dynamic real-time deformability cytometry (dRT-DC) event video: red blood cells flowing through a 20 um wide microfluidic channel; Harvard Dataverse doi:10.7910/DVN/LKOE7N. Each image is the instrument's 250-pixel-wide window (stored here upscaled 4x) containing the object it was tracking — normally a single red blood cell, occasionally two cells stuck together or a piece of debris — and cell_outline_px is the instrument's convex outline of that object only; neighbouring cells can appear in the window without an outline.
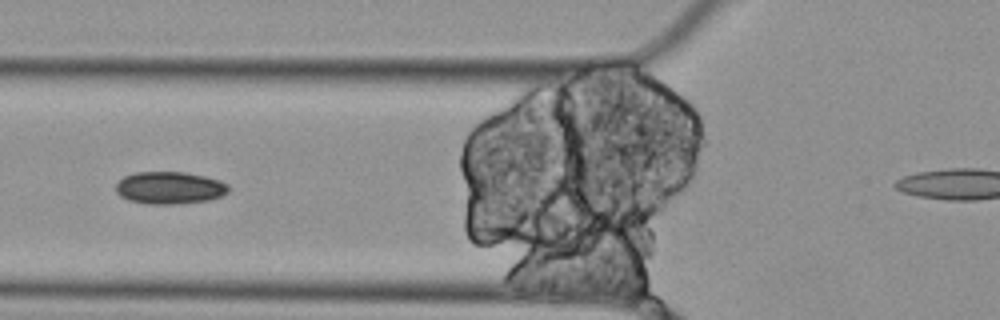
{"species": "Egyptian fruit bat (a non-hibernating species)", "species_latin": "Rousettus aegyptiacus", "temperature_condition": "cold", "stored_images_in_passage": 12, "camera_frame_rate_fps": 3000, "um_per_image_px": 0.085, "animal": {"sex": "female"}, "frame": {"image": 1, "passage_image": 6, "time_ms": 1.667, "image_size_px": [1000, 320], "cell_outline_px": [[228, 192], [220, 196], [208, 200], [172, 204], [148, 204], [128, 200], [120, 196], [116, 192], [116, 184], [124, 176], [136, 172], [188, 172], [220, 180], [228, 184]], "centroid_in_image_um": [14.4, 15.96], "position_along_channel_um": 111.4, "area_um2": 21.21}}
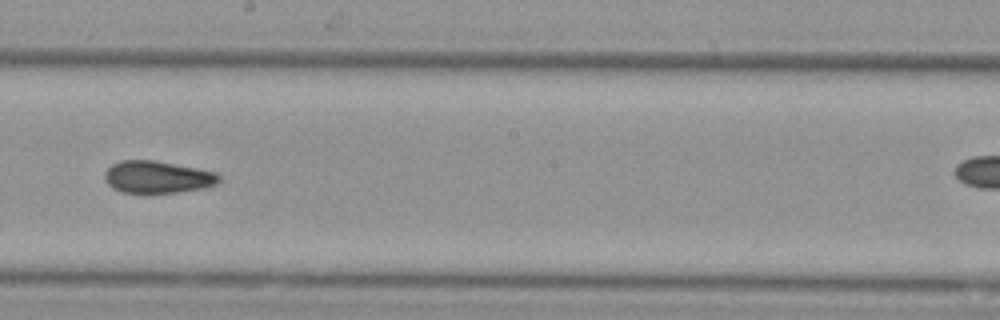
{"frame": {"image": 2, "passage_image": 9, "time_ms": 2.667, "image_size_px": [1000, 320], "cell_outline_px": [[220, 180], [216, 184], [204, 188], [176, 192], [120, 192], [112, 188], [104, 180], [104, 172], [112, 164], [120, 160], [156, 160], [216, 172], [220, 176]], "centroid_in_image_um": [13.36, 15.04], "position_along_channel_um": 234.8, "area_um2": 21.44}}
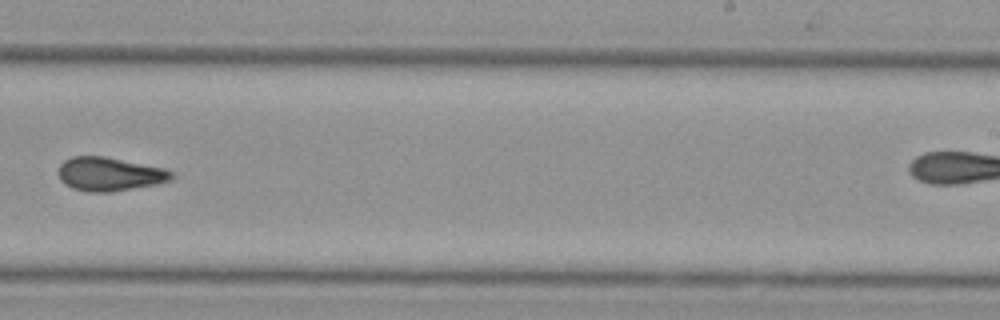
{"frame": {"image": 3, "passage_image": 10, "time_ms": 3.0, "image_size_px": [1000, 320], "cell_outline_px": [[172, 176], [168, 180], [156, 184], [112, 192], [88, 192], [72, 188], [60, 180], [60, 164], [64, 160], [72, 156], [104, 156], [164, 168], [172, 172]], "centroid_in_image_um": [9.28, 14.8], "position_along_channel_um": 279.7, "area_um2": 21.96}}